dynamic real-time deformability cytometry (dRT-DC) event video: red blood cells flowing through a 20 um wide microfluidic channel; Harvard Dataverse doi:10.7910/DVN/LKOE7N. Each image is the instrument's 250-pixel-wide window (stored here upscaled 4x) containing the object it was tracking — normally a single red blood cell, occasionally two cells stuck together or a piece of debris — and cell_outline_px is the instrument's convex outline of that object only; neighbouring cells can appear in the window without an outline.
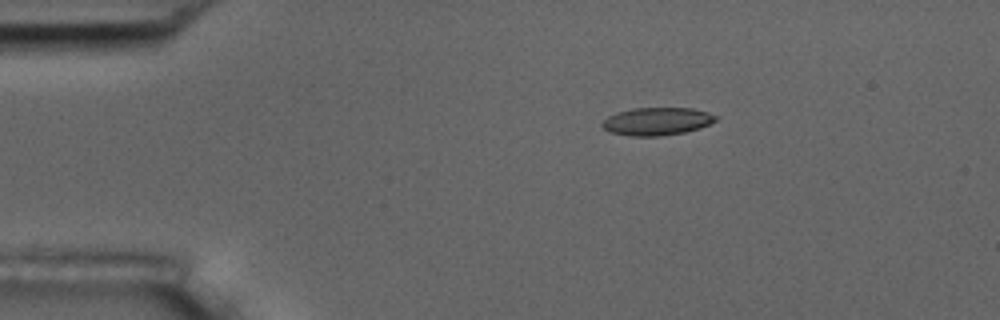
{"species": "common noctule bat (a hibernating species)", "species_latin": "Nyctalus noctula", "temperature_condition": "room temperature", "stored_images_in_passage": 5, "camera_frame_rate_fps": 3000, "um_per_image_px": 0.085, "animal": {"sex": "male", "body_mass_g": 17.5, "forearm_length_mm": 52.3}, "frame": {"image": 1, "passage_image": 3, "time_ms": 2.333, "image_size_px": [1000, 320], "cell_outline_px": [[716, 120], [700, 128], [684, 132], [660, 136], [628, 136], [612, 132], [604, 128], [600, 124], [608, 116], [616, 112], [632, 108], [692, 108], [708, 112], [716, 116]], "centroid_in_image_um": [55.82, 10.31], "position_along_channel_um": 29.2, "area_um2": 18.32}}